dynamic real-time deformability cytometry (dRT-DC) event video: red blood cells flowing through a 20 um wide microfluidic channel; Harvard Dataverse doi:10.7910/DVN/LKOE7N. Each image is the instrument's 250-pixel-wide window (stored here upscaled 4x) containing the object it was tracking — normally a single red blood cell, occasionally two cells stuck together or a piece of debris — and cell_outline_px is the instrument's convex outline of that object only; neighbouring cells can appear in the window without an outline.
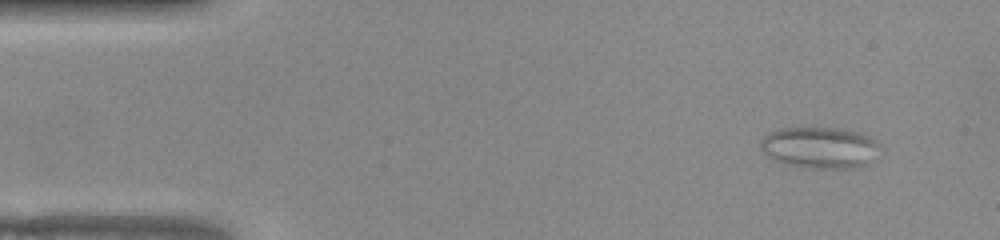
{"species": "common noctule bat (a hibernating species)", "species_latin": "Nyctalus noctula", "temperature_condition": "warm", "stored_images_in_passage": 48, "camera_frame_rate_fps": 3000, "um_per_image_px": 0.085, "animal": {"sex": "female", "body_mass_g": 22.0, "forearm_length_mm": 56.7}, "frame": {"image": 1, "passage_image": 1, "time_ms": 0.0, "image_size_px": [1000, 240], "cell_outline_px": [[880, 144], [872, 160], [864, 164], [852, 168], [816, 168], [788, 164], [776, 160], [768, 156], [760, 148], [760, 140], [768, 132], [780, 128], [836, 128], [856, 132], [868, 136], [876, 140]], "centroid_in_image_um": [69.65, 12.53], "position_along_channel_um": 15.4, "area_um2": 28.38}}
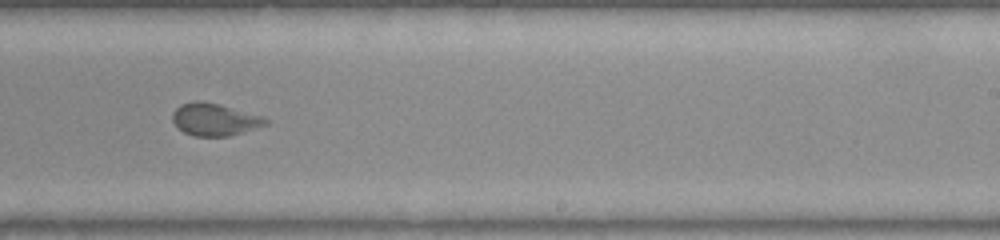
{"frame": {"image": 2, "passage_image": 28, "time_ms": 9.0, "image_size_px": [1000, 240], "cell_outline_px": [[268, 124], [244, 132], [228, 136], [196, 136], [184, 132], [172, 120], [172, 112], [180, 104], [196, 100], [216, 104], [264, 116], [268, 120]], "centroid_in_image_um": [18.25, 10.16], "position_along_channel_um": 270.8, "area_um2": 17.34}}
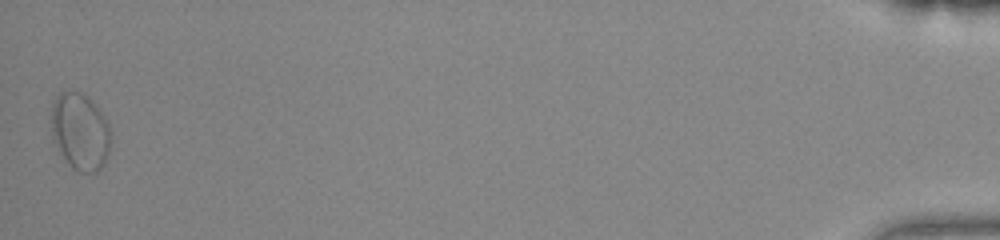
{"frame": {"image": 3, "passage_image": 48, "time_ms": 15.667, "image_size_px": [1000, 240], "cell_outline_px": [[108, 156], [104, 164], [96, 172], [80, 172], [72, 168], [68, 164], [52, 140], [52, 100], [60, 92], [80, 92], [104, 116], [108, 124]], "centroid_in_image_um": [6.77, 11.21], "position_along_channel_um": 428.4, "area_um2": 26.07}}